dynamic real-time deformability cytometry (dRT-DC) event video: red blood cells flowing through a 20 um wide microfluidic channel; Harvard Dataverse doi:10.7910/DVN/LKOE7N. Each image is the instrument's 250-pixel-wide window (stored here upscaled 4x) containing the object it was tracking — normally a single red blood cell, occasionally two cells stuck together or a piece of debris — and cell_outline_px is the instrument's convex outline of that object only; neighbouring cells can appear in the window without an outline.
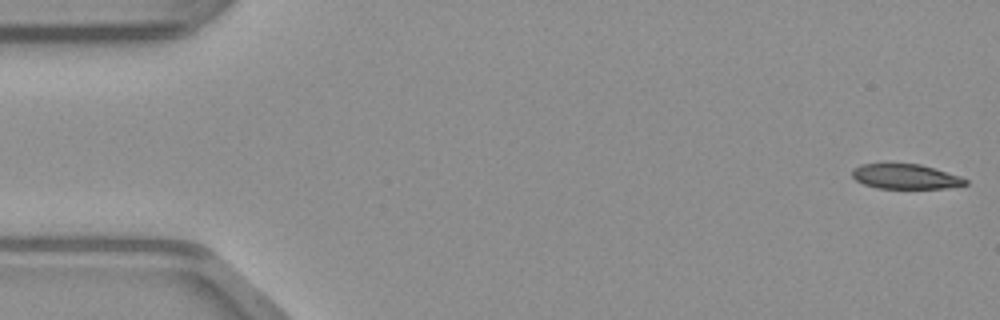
{"species": "common noctule bat (a hibernating species)", "species_latin": "Nyctalus noctula", "temperature_condition": "warm", "stored_images_in_passage": 48, "camera_frame_rate_fps": 3000, "um_per_image_px": 0.085, "animal": {"sex": "male", "body_mass_g": 23.1, "forearm_length_mm": 52.7}, "frame": {"image": 1, "passage_image": 1, "time_ms": 0.0, "image_size_px": [1000, 320], "cell_outline_px": [[968, 184], [944, 188], [876, 188], [864, 184], [856, 180], [852, 176], [852, 168], [860, 164], [920, 164], [960, 176], [968, 180]], "centroid_in_image_um": [76.95, 15.0], "position_along_channel_um": 8.1, "area_um2": 16.3}}
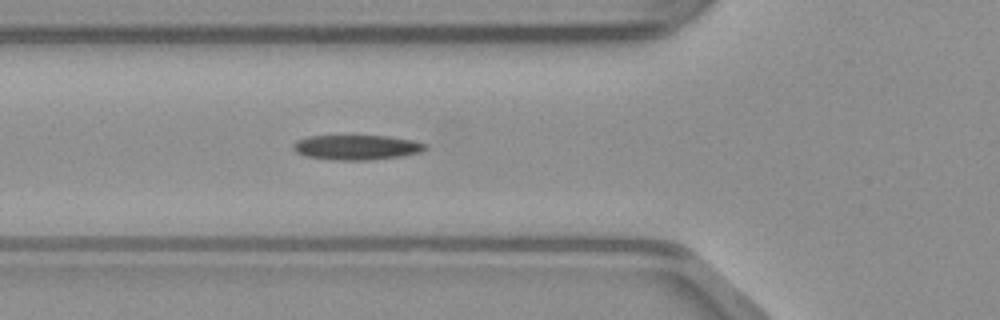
{"frame": {"image": 2, "passage_image": 17, "time_ms": 5.333, "image_size_px": [1000, 320], "cell_outline_px": [[428, 148], [420, 152], [400, 156], [368, 160], [328, 160], [304, 156], [296, 152], [292, 148], [292, 144], [296, 140], [308, 136], [388, 136], [412, 140], [428, 144]], "centroid_in_image_um": [30.27, 12.53], "position_along_channel_um": 95.5, "area_um2": 19.31}}
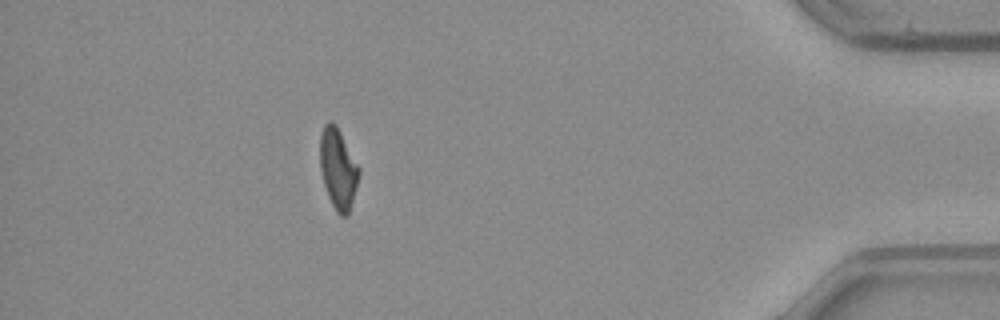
{"frame": {"image": 3, "passage_image": 43, "time_ms": 14.0, "image_size_px": [1000, 320], "cell_outline_px": [[360, 172], [348, 216], [340, 216], [336, 212], [328, 196], [324, 184], [320, 168], [320, 136], [324, 124], [328, 120], [332, 120], [336, 124], [360, 168]], "centroid_in_image_um": [28.73, 14.32], "position_along_channel_um": 406.5, "area_um2": 18.26}}